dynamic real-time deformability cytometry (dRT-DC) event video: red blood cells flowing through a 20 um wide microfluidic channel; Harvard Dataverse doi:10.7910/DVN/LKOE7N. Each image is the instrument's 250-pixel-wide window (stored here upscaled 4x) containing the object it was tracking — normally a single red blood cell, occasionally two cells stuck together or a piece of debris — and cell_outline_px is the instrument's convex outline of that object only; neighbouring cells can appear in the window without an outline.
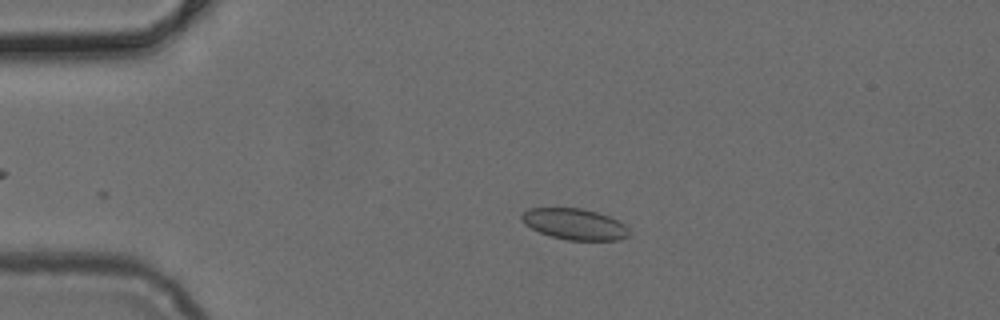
{"species": "common noctule bat (a hibernating species)", "species_latin": "Nyctalus noctula", "temperature_condition": "cold", "stored_images_in_passage": 4, "camera_frame_rate_fps": 3000, "um_per_image_px": 0.085, "animal": {"sex": "female", "body_mass_g": 24.6, "forearm_length_mm": 56.2}, "frame": {"image": 1, "passage_image": 2, "time_ms": 0.333, "image_size_px": [1000, 320], "cell_outline_px": [[628, 236], [620, 240], [568, 240], [552, 236], [540, 232], [524, 224], [520, 216], [524, 212], [532, 208], [580, 208], [596, 212], [608, 216], [624, 224], [628, 228]], "centroid_in_image_um": [48.84, 19.05], "position_along_channel_um": 36.2, "area_um2": 19.19}}